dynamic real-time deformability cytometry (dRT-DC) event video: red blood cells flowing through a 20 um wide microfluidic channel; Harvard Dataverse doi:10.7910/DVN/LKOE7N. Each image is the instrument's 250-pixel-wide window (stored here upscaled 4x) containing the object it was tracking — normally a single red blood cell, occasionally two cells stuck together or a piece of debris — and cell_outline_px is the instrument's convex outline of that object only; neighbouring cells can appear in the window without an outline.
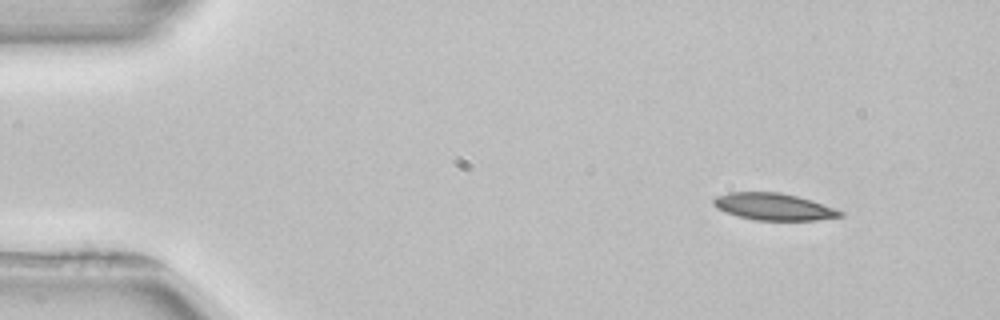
{"species": "common noctule bat (a hibernating species)", "species_latin": "Nyctalus noctula", "temperature_condition": "room temperature", "stored_images_in_passage": 47, "camera_frame_rate_fps": 3000, "um_per_image_px": 0.085, "animal": {"sex": "female", "body_mass_g": 22.7, "forearm_length_mm": 54.2}, "frame": {"image": 1, "passage_image": 1, "time_ms": 0.0, "image_size_px": [1000, 320], "cell_outline_px": [[844, 216], [816, 220], [756, 220], [724, 212], [716, 208], [712, 204], [712, 200], [716, 196], [728, 192], [780, 192], [796, 196], [836, 208], [844, 212]], "centroid_in_image_um": [65.74, 17.57], "position_along_channel_um": 19.3, "area_um2": 19.88}}
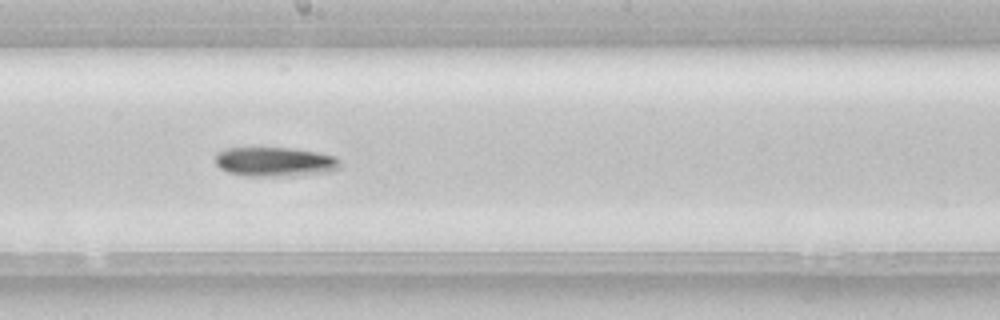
{"frame": {"image": 2, "passage_image": 24, "time_ms": 7.667, "image_size_px": [1000, 320], "cell_outline_px": [[340, 168], [324, 172], [292, 176], [248, 176], [228, 172], [220, 168], [216, 164], [216, 152], [224, 148], [288, 148], [316, 152], [336, 156], [340, 160]], "centroid_in_image_um": [23.35, 13.75], "position_along_channel_um": 224.9, "area_um2": 21.33}}
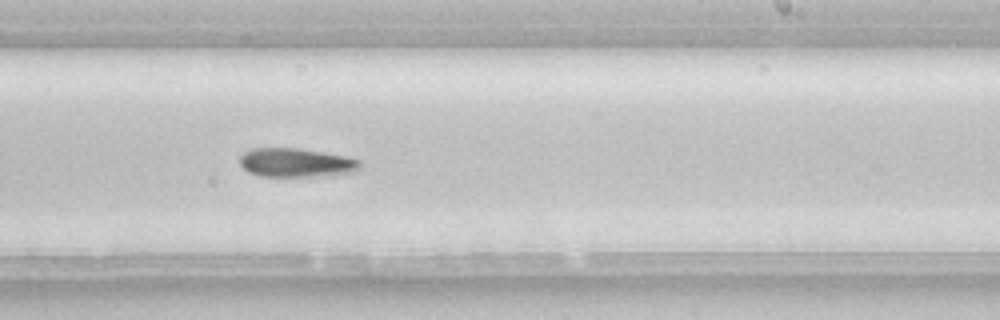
{"frame": {"image": 3, "passage_image": 27, "time_ms": 8.667, "image_size_px": [1000, 320], "cell_outline_px": [[360, 168], [356, 172], [312, 176], [260, 176], [248, 172], [240, 164], [240, 156], [244, 152], [252, 148], [300, 148], [324, 152], [344, 156], [360, 160]], "centroid_in_image_um": [25.15, 13.82], "position_along_channel_um": 263.8, "area_um2": 20.17}, "authors_computed_cell_mechanics": {"area_um2": 20.4612, "velocity_mm_per_s": 3.929, "shape_relaxation_time_tau1_ms": 10.5319, "shape_relaxation_time_tau2_ms": null, "deformation_change_tau1": 0.1967, "deformation_change_tau2": null}}